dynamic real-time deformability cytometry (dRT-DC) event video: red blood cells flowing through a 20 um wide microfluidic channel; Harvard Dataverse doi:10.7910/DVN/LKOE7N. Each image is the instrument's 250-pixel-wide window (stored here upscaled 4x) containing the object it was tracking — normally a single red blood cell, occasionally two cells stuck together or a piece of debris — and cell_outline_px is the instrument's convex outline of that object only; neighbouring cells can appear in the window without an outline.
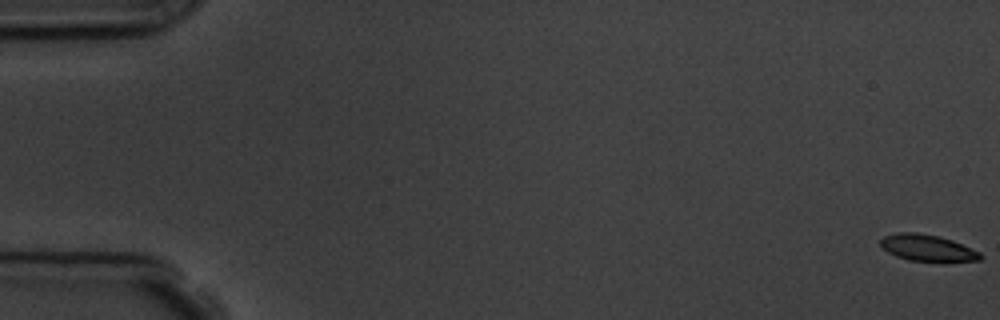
{"species": "common noctule bat (a hibernating species)", "species_latin": "Nyctalus noctula", "temperature_condition": "room temperature", "stored_images_in_passage": 13, "camera_frame_rate_fps": 3000, "um_per_image_px": 0.085, "animal": {"sex": "male", "body_mass_g": 19.5, "forearm_length_mm": 54.6}, "frame": {"image": 1, "passage_image": 1, "time_ms": 0.0, "image_size_px": [1000, 320], "cell_outline_px": [[984, 256], [980, 260], [908, 260], [896, 256], [880, 248], [880, 240], [884, 236], [896, 232], [916, 232], [936, 236], [952, 240], [980, 252]], "centroid_in_image_um": [78.76, 21.04], "position_along_channel_um": 6.2, "area_um2": 15.09}}
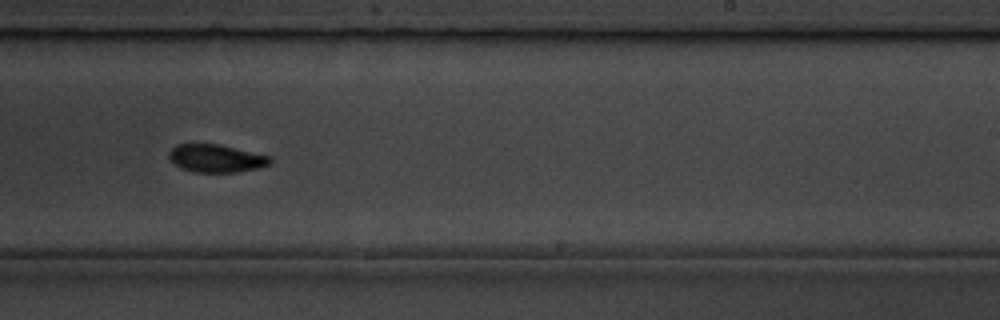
{"frame": {"image": 2, "passage_image": 11, "time_ms": 11.333, "image_size_px": [1000, 320], "cell_outline_px": [[272, 164], [260, 168], [240, 172], [192, 172], [180, 168], [172, 164], [168, 156], [168, 152], [176, 144], [216, 144], [272, 156]], "centroid_in_image_um": [18.37, 13.48], "position_along_channel_um": 270.6, "area_um2": 16.7}}